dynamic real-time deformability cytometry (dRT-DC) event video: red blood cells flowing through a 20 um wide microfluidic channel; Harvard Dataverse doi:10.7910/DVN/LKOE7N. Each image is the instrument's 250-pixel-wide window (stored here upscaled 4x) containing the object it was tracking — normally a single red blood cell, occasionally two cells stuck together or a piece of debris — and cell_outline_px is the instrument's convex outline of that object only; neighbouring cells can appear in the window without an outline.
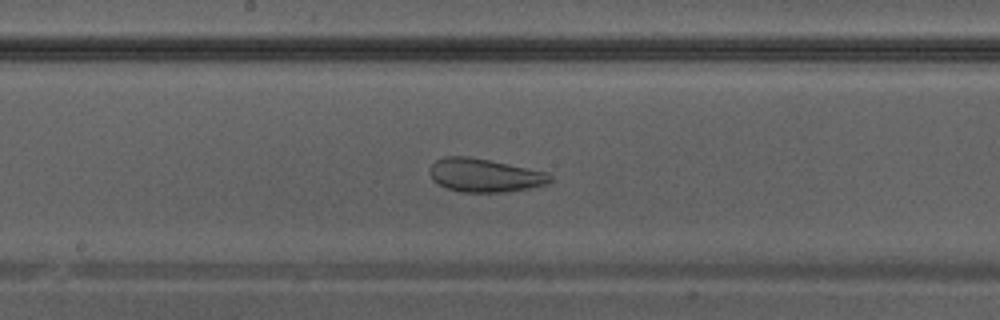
{"species": "Egyptian fruit bat (a non-hibernating species)", "species_latin": "Rousettus aegyptiacus", "temperature_condition": "warm", "stored_images_in_passage": 35, "camera_frame_rate_fps": 3000, "um_per_image_px": 0.085, "animal": {"sex": "male"}, "frame": {"image": 1, "passage_image": 16, "time_ms": 5.0, "image_size_px": [1000, 320], "cell_outline_px": [[552, 180], [548, 184], [532, 188], [504, 192], [460, 192], [448, 188], [432, 180], [432, 164], [436, 160], [444, 156], [468, 156], [548, 172], [552, 176]], "centroid_in_image_um": [41.25, 14.9], "position_along_channel_um": 207.0, "area_um2": 23.29}}
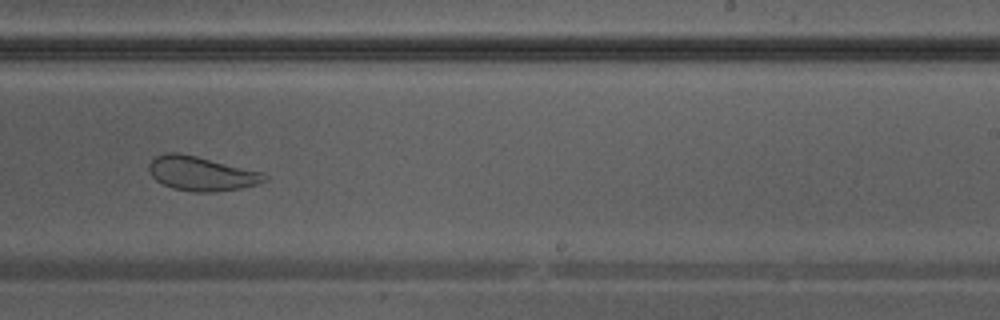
{"frame": {"image": 2, "passage_image": 20, "time_ms": 6.333, "image_size_px": [1000, 320], "cell_outline_px": [[268, 180], [256, 184], [240, 188], [212, 192], [192, 192], [172, 188], [156, 180], [152, 176], [148, 168], [148, 164], [156, 156], [164, 152], [176, 152], [196, 156], [264, 172], [268, 176]], "centroid_in_image_um": [17.12, 14.75], "position_along_channel_um": 271.9, "area_um2": 23.12}}
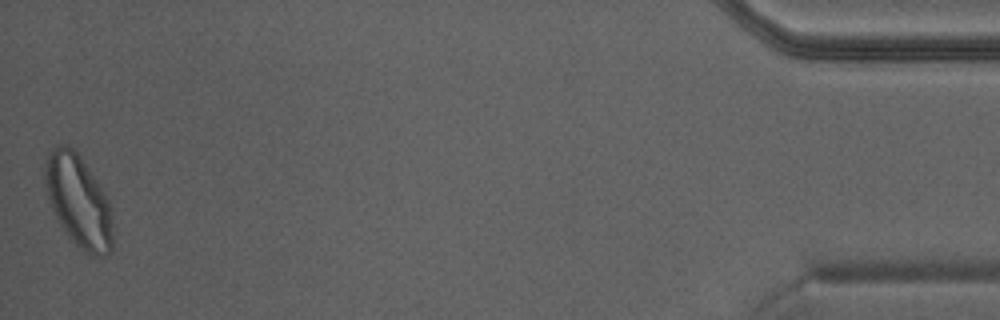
{"frame": {"image": 3, "passage_image": 35, "time_ms": 11.333, "image_size_px": [1000, 320], "cell_outline_px": [[112, 252], [104, 256], [96, 256], [84, 252], [68, 236], [60, 224], [56, 216], [48, 196], [44, 172], [48, 156], [60, 144], [68, 144], [80, 156], [108, 200], [112, 228]], "centroid_in_image_um": [6.68, 17.14], "position_along_channel_um": 428.5, "area_um2": 35.32}}